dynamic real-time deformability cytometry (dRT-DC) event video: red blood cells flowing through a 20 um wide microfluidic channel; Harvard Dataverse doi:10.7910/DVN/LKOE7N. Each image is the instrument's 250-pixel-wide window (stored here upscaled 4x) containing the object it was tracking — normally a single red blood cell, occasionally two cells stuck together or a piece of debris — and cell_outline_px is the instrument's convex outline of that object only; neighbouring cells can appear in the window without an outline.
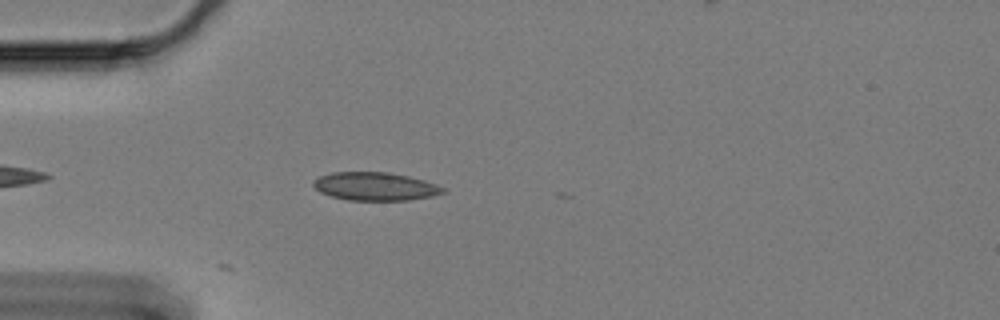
{"species": "Egyptian fruit bat (a non-hibernating species)", "species_latin": "Rousettus aegyptiacus", "temperature_condition": "cold", "stored_images_in_passage": 14, "camera_frame_rate_fps": 3000, "um_per_image_px": 0.085, "animal": {"sex": "female"}, "frame": {"image": 1, "passage_image": 6, "time_ms": 1.667, "image_size_px": [1000, 320], "cell_outline_px": [[448, 192], [408, 200], [348, 200], [332, 196], [320, 192], [312, 184], [312, 180], [320, 176], [332, 172], [388, 172], [408, 176], [424, 180], [436, 184], [444, 188]], "centroid_in_image_um": [31.87, 15.83], "position_along_channel_um": 53.1, "area_um2": 21.21}}
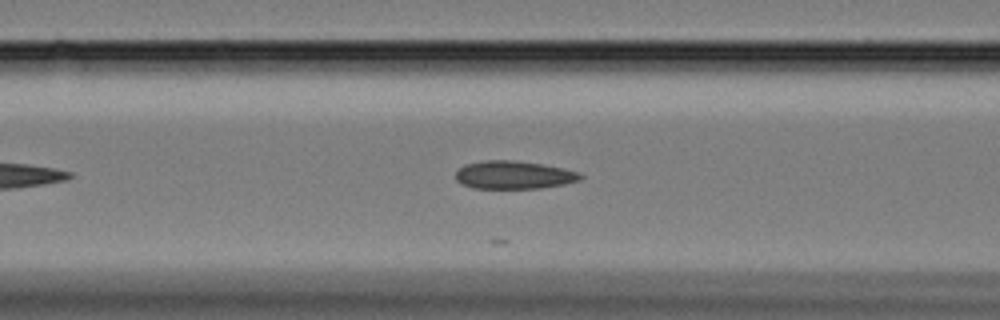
{"frame": {"image": 2, "passage_image": 13, "time_ms": 4.0, "image_size_px": [1000, 320], "cell_outline_px": [[584, 176], [580, 180], [564, 184], [540, 188], [472, 188], [460, 184], [456, 180], [456, 172], [460, 168], [468, 164], [484, 160], [512, 160], [544, 164], [580, 172]], "centroid_in_image_um": [43.69, 14.87], "position_along_channel_um": 122.9, "area_um2": 20.4}}